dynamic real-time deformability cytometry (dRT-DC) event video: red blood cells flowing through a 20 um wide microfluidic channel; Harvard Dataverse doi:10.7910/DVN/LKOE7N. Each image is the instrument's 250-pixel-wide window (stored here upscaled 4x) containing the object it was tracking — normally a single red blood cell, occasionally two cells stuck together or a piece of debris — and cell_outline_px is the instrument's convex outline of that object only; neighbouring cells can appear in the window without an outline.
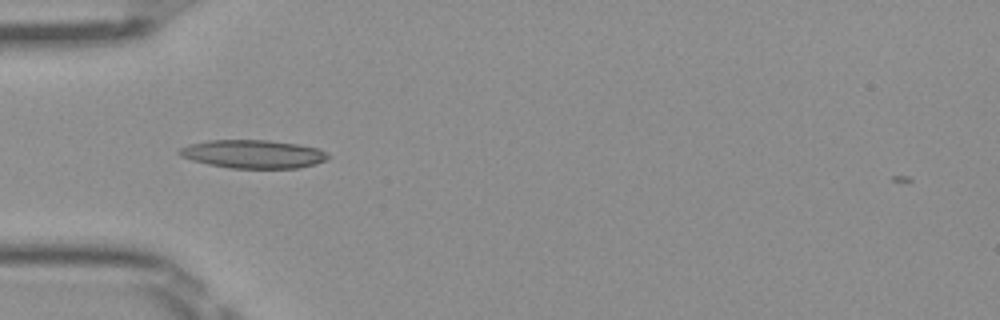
{"species": "Egyptian fruit bat (a non-hibernating species)", "species_latin": "Rousettus aegyptiacus", "temperature_condition": "room temperature", "stored_images_in_passage": 22, "camera_frame_rate_fps": 3000, "um_per_image_px": 0.085, "frame": {"image": 1, "passage_image": 1, "time_ms": 0.0, "image_size_px": [1000, 320], "cell_outline_px": [[328, 156], [324, 160], [300, 168], [228, 168], [208, 164], [192, 160], [180, 156], [176, 152], [180, 148], [188, 144], [208, 140], [268, 140], [296, 144], [320, 148]], "centroid_in_image_um": [21.44, 13.09], "position_along_channel_um": 63.6, "area_um2": 24.45}}
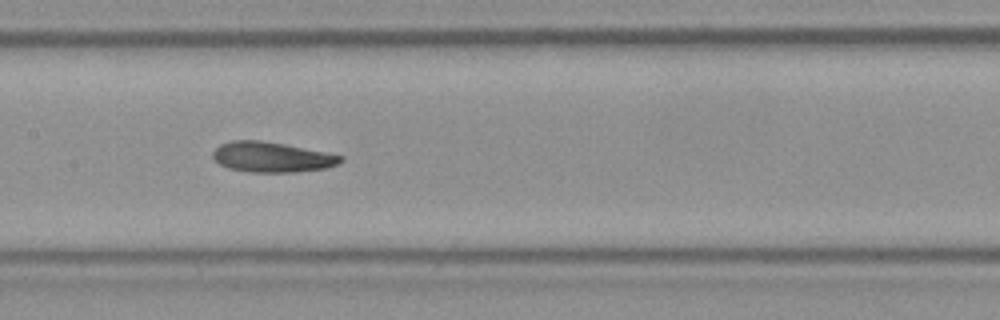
{"frame": {"image": 2, "passage_image": 10, "time_ms": 3.0, "image_size_px": [1000, 320], "cell_outline_px": [[344, 160], [340, 164], [324, 168], [296, 172], [248, 172], [228, 168], [220, 164], [212, 156], [212, 152], [220, 144], [232, 140], [260, 140], [284, 144], [344, 156]], "centroid_in_image_um": [23.1, 13.35], "position_along_channel_um": 184.3, "area_um2": 22.48}}
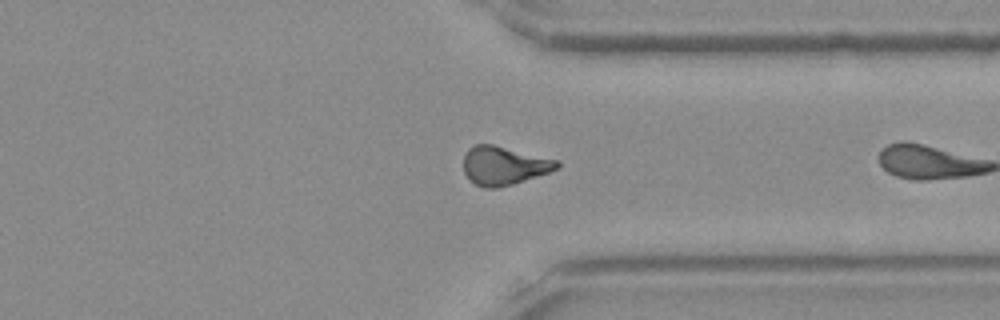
{"frame": {"image": 3, "passage_image": 21, "time_ms": 6.667, "image_size_px": [1000, 320], "cell_outline_px": [[560, 164], [556, 168], [548, 172], [512, 184], [496, 188], [484, 188], [476, 184], [464, 172], [464, 156], [468, 148], [476, 144], [492, 144], [560, 160]], "centroid_in_image_um": [42.83, 14.06], "position_along_channel_um": 368.6, "area_um2": 20.75}}